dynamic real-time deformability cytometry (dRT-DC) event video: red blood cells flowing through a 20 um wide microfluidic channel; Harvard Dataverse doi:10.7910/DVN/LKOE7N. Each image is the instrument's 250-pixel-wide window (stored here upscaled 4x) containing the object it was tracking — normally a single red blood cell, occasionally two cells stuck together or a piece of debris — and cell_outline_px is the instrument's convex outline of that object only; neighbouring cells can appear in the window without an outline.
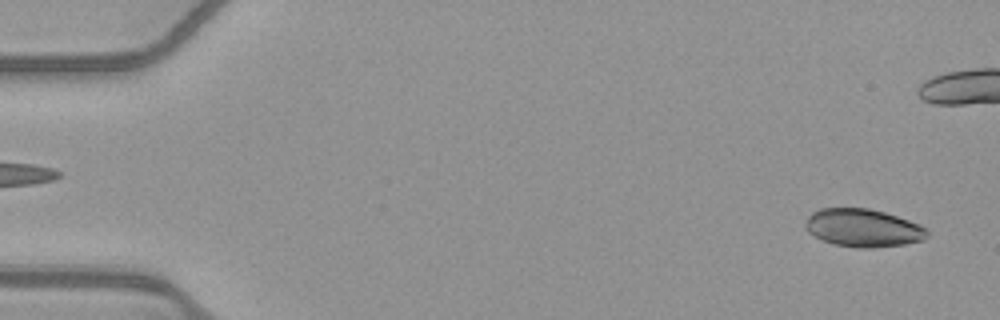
{"species": "common noctule bat (a hibernating species)", "species_latin": "Nyctalus noctula", "temperature_condition": "warm", "stored_images_in_passage": 44, "camera_frame_rate_fps": 3000, "um_per_image_px": 0.085, "animal": {"sex": "female", "body_mass_g": 21.9}, "frame": {"image": 1, "passage_image": 2, "time_ms": 0.333, "image_size_px": [1000, 320], "cell_outline_px": [[928, 236], [924, 240], [904, 244], [872, 248], [856, 248], [832, 244], [808, 232], [804, 228], [804, 224], [808, 216], [812, 212], [820, 208], [868, 208], [884, 212], [920, 224], [928, 232]], "centroid_in_image_um": [73.34, 19.37], "position_along_channel_um": 11.7, "area_um2": 26.99}}
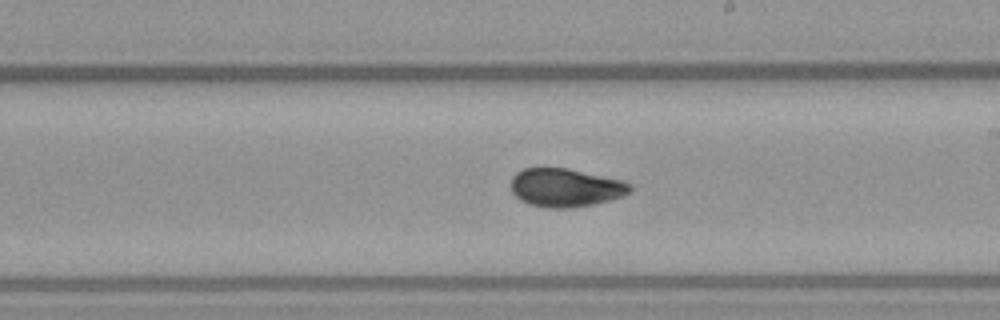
{"frame": {"image": 2, "passage_image": 30, "time_ms": 9.667, "image_size_px": [1000, 320], "cell_outline_px": [[632, 192], [624, 196], [596, 204], [572, 208], [544, 208], [528, 204], [520, 200], [512, 192], [512, 176], [516, 172], [524, 168], [568, 168], [620, 180], [632, 184]], "centroid_in_image_um": [48.08, 15.96], "position_along_channel_um": 240.9, "area_um2": 26.88}}
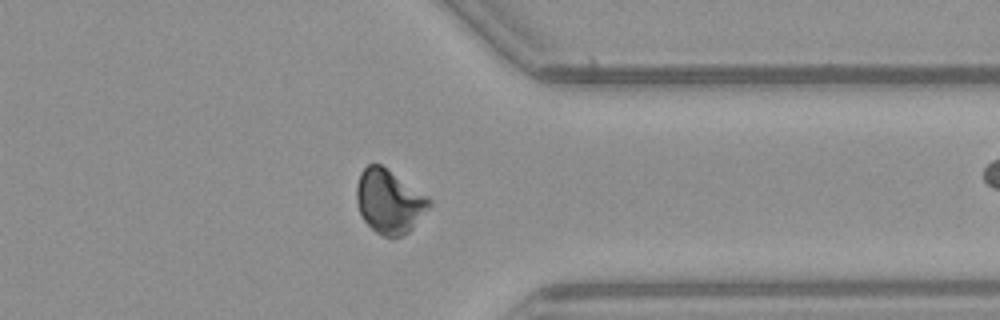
{"frame": {"image": 3, "passage_image": 41, "time_ms": 13.333, "image_size_px": [1000, 320], "cell_outline_px": [[432, 204], [412, 228], [404, 236], [392, 240], [376, 232], [364, 220], [360, 212], [356, 200], [356, 188], [360, 172], [368, 164], [380, 164], [428, 196], [432, 200]], "centroid_in_image_um": [33.09, 17.15], "position_along_channel_um": 378.3, "area_um2": 27.05}}